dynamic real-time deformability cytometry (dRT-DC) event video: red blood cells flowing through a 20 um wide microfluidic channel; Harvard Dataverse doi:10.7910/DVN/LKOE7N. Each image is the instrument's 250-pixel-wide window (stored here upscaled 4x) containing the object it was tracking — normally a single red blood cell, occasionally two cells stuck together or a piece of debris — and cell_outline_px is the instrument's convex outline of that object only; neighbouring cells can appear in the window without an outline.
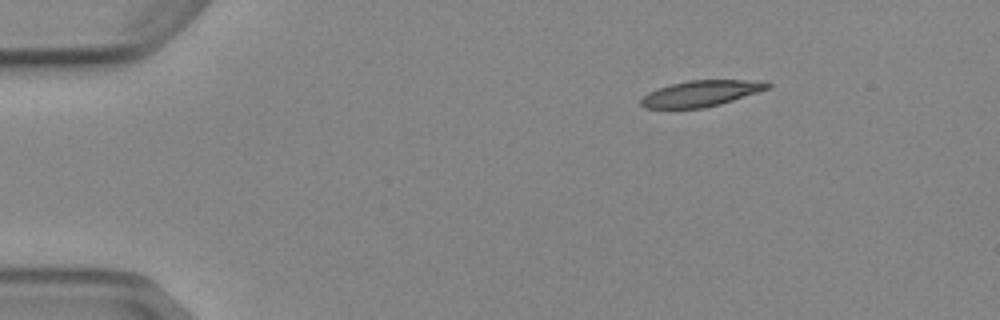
{"species": "Egyptian fruit bat (a non-hibernating species)", "species_latin": "Rousettus aegyptiacus", "temperature_condition": "cold", "stored_images_in_passage": 3, "camera_frame_rate_fps": 3000, "um_per_image_px": 0.085, "animal": {"sex": "female"}, "frame": {"image": 1, "passage_image": 1, "time_ms": 0.0, "image_size_px": [1000, 320], "cell_outline_px": [[772, 84], [768, 88], [720, 104], [704, 108], [644, 108], [640, 104], [640, 100], [648, 92], [672, 84], [688, 80], [764, 80]], "centroid_in_image_um": [59.58, 7.94], "position_along_channel_um": 25.4, "area_um2": 18.96}}